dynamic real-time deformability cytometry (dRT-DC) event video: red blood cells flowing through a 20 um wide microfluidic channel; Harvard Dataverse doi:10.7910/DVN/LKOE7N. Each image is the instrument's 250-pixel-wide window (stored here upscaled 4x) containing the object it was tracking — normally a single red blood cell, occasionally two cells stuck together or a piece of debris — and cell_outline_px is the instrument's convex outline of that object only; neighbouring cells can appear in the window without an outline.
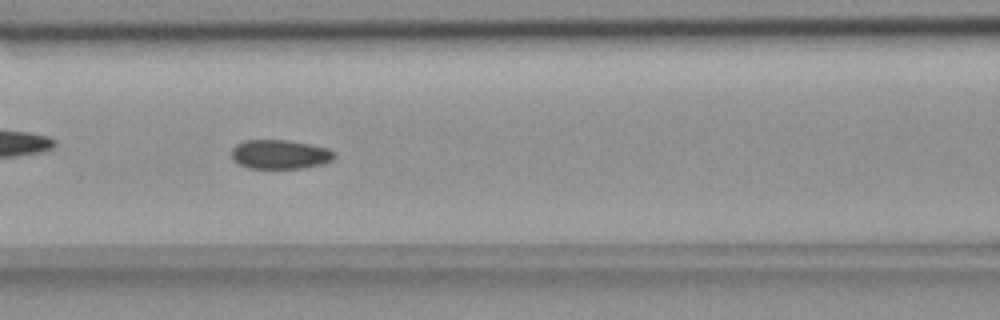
{"species": "common noctule bat (a hibernating species)", "species_latin": "Nyctalus noctula", "temperature_condition": "room temperature", "stored_images_in_passage": 54, "camera_frame_rate_fps": 3000, "um_per_image_px": 0.085, "animal": {"sex": "female", "body_mass_g": 18.4}, "frame": {"image": 1, "passage_image": 23, "time_ms": 7.333, "image_size_px": [1000, 320], "cell_outline_px": [[336, 156], [332, 160], [324, 164], [300, 168], [248, 168], [240, 164], [232, 156], [232, 148], [236, 144], [244, 140], [288, 140], [312, 144], [328, 148], [336, 152]], "centroid_in_image_um": [23.85, 13.11], "position_along_channel_um": 142.8, "area_um2": 17.57}}
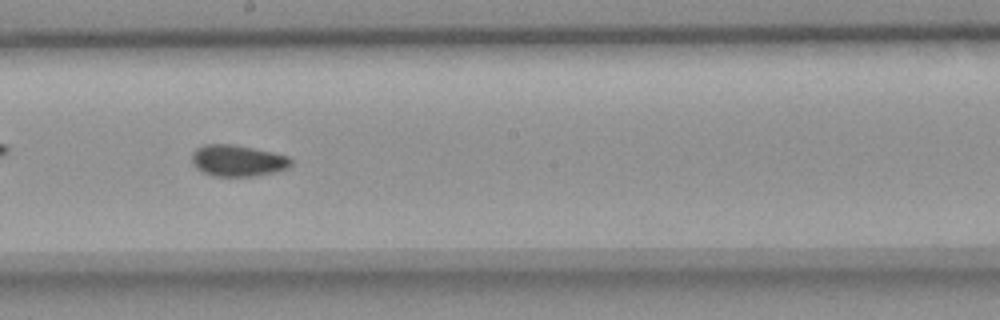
{"frame": {"image": 2, "passage_image": 30, "time_ms": 9.667, "image_size_px": [1000, 320], "cell_outline_px": [[292, 164], [288, 168], [272, 172], [252, 176], [212, 176], [196, 168], [192, 164], [192, 152], [196, 148], [204, 144], [236, 144], [272, 152], [288, 156], [292, 160]], "centroid_in_image_um": [20.18, 13.64], "position_along_channel_um": 228.0, "area_um2": 18.21}}
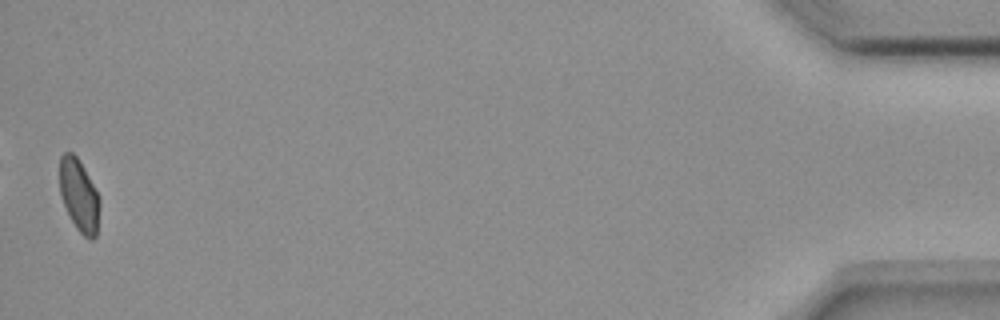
{"frame": {"image": 3, "passage_image": 54, "time_ms": 17.667, "image_size_px": [1000, 320], "cell_outline_px": [[100, 208], [96, 236], [92, 240], [84, 236], [76, 228], [60, 196], [60, 156], [64, 152], [72, 152], [76, 156], [88, 176], [100, 200]], "centroid_in_image_um": [6.72, 16.62], "position_along_channel_um": 428.5, "area_um2": 16.59}, "authors_computed_cell_mechanics": {"area_um2": 17.918, "velocity_mm_per_s": 3.6714, "shape_relaxation_time_tau1_ms": null, "shape_relaxation_time_tau2_ms": 1.1799, "deformation_change_tau1": null, "deformation_change_tau2": 0.0421}}